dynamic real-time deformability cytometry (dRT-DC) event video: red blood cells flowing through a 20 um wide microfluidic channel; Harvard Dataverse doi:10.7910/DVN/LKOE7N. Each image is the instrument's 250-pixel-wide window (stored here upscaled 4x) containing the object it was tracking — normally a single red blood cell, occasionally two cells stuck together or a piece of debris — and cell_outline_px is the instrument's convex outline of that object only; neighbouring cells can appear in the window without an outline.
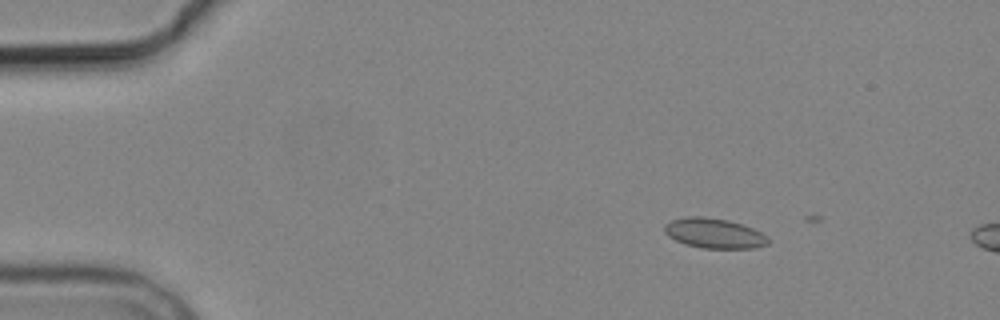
{"species": "common noctule bat (a hibernating species)", "species_latin": "Nyctalus noctula", "temperature_condition": "cold", "stored_images_in_passage": 3, "camera_frame_rate_fps": 3000, "um_per_image_px": 0.085, "animal": {"sex": "male", "body_mass_g": 19.2, "forearm_length_mm": 51.8}, "frame": {"image": 1, "passage_image": 2, "time_ms": 1.0, "image_size_px": [1000, 320], "cell_outline_px": [[768, 244], [756, 248], [704, 248], [688, 244], [676, 240], [668, 236], [664, 232], [664, 224], [672, 220], [684, 216], [704, 216], [728, 220], [752, 228], [768, 236]], "centroid_in_image_um": [60.69, 19.82], "position_along_channel_um": 24.3, "area_um2": 18.03}}